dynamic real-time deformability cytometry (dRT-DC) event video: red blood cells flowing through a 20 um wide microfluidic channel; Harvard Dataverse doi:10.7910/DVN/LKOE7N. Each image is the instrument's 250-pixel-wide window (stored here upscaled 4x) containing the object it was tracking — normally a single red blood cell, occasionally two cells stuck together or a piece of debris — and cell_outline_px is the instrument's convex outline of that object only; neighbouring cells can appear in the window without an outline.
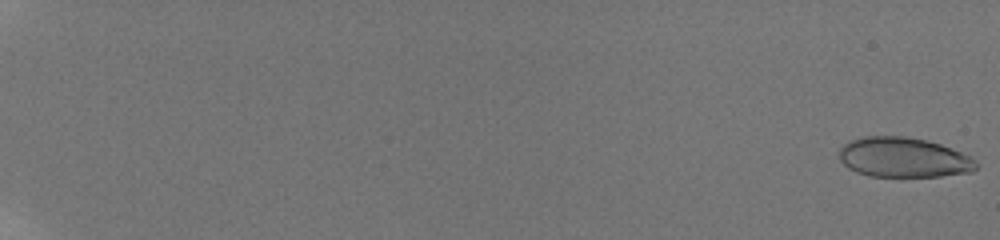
{"species": "human", "species_latin": "Homo sapiens", "temperature_condition": "room temperature", "stored_images_in_passage": 14, "camera_frame_rate_fps": 3000, "um_per_image_px": 0.085, "donor": {"sex": "male"}, "frame": {"image": 1, "passage_image": 1, "time_ms": 0.0, "image_size_px": [1000, 240], "cell_outline_px": [[976, 168], [972, 172], [940, 176], [868, 176], [856, 172], [848, 168], [840, 160], [840, 148], [848, 140], [864, 136], [904, 136], [924, 140], [940, 144], [972, 156], [976, 160]], "centroid_in_image_um": [76.79, 13.38], "position_along_channel_um": 8.2, "area_um2": 31.91}}
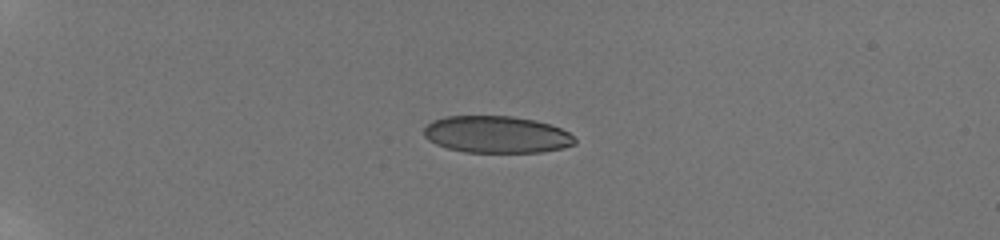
{"frame": {"image": 2, "passage_image": 7, "time_ms": 5.667, "image_size_px": [1000, 240], "cell_outline_px": [[576, 144], [564, 148], [540, 152], [464, 152], [448, 148], [436, 144], [428, 140], [424, 136], [424, 128], [432, 120], [444, 116], [512, 116], [536, 120], [560, 128], [568, 132], [576, 140]], "centroid_in_image_um": [42.2, 11.43], "position_along_channel_um": 42.8, "area_um2": 32.6}}
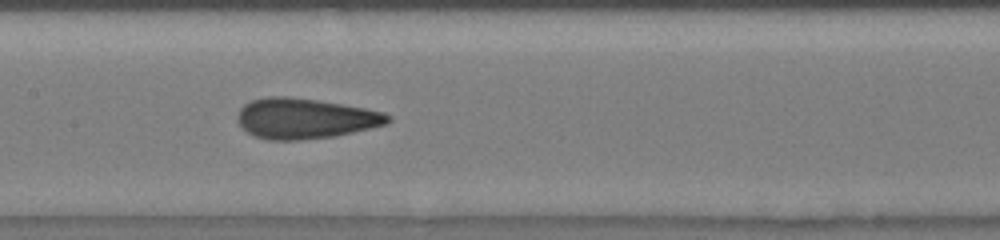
{"frame": {"image": 3, "passage_image": 13, "time_ms": 11.0, "image_size_px": [1000, 240], "cell_outline_px": [[392, 120], [388, 124], [336, 136], [300, 140], [268, 140], [256, 136], [248, 132], [236, 120], [236, 116], [240, 108], [244, 104], [252, 100], [268, 96], [288, 96], [316, 100], [364, 108], [384, 112], [392, 116]], "centroid_in_image_um": [25.94, 10.07], "position_along_channel_um": 181.5, "area_um2": 35.49}}